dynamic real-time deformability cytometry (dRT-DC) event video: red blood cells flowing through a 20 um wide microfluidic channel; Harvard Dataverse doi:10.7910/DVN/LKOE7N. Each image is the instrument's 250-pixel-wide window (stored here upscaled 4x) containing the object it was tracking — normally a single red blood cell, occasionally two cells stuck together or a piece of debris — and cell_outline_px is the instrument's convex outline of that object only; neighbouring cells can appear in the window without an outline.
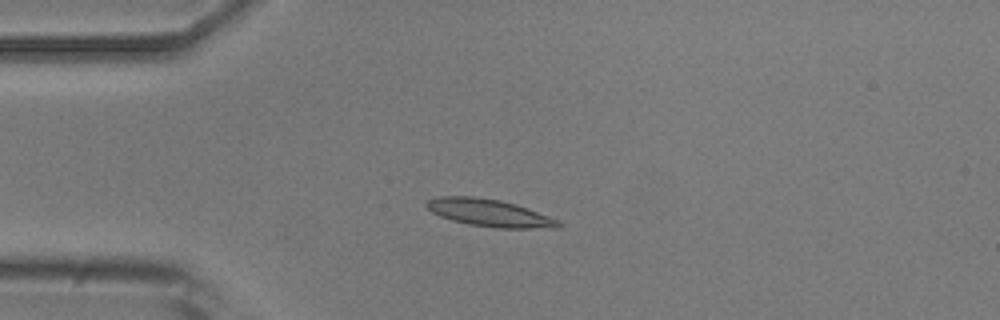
{"species": "common noctule bat (a hibernating species)", "species_latin": "Nyctalus noctula", "temperature_condition": "room temperature", "stored_images_in_passage": 5, "camera_frame_rate_fps": 3000, "um_per_image_px": 0.085, "animal": {"sex": "male", "body_mass_g": 20.5, "forearm_length_mm": 52.5}, "frame": {"image": 1, "passage_image": 2, "time_ms": 1.333, "image_size_px": [1000, 320], "cell_outline_px": [[564, 224], [560, 228], [496, 228], [468, 224], [452, 220], [440, 216], [432, 212], [424, 204], [428, 200], [440, 196], [472, 196], [500, 200], [516, 204], [528, 208], [560, 220]], "centroid_in_image_um": [41.65, 18.1], "position_along_channel_um": 43.4, "area_um2": 21.15}}
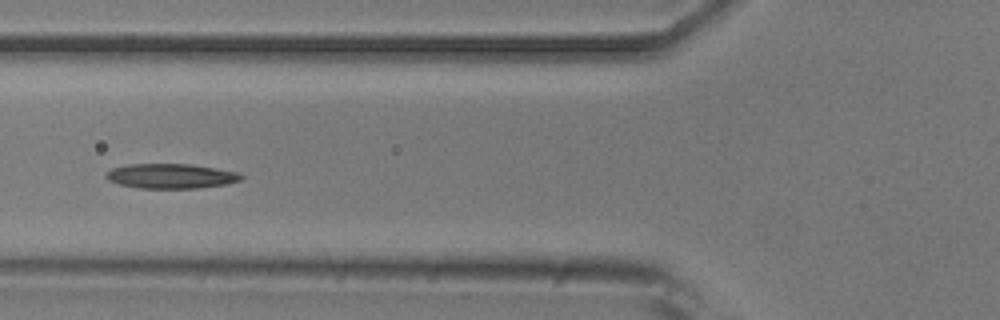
{"frame": {"image": 2, "passage_image": 4, "time_ms": 3.667, "image_size_px": [1000, 320], "cell_outline_px": [[244, 176], [240, 180], [228, 184], [200, 188], [140, 188], [120, 184], [108, 180], [104, 176], [104, 172], [112, 168], [128, 164], [192, 164], [240, 172]], "centroid_in_image_um": [14.54, 14.96], "position_along_channel_um": 111.3, "area_um2": 19.71}}
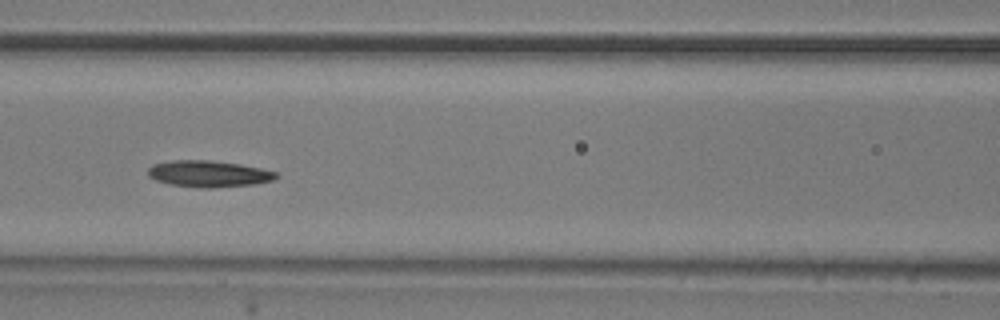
{"frame": {"image": 3, "passage_image": 5, "time_ms": 4.667, "image_size_px": [1000, 320], "cell_outline_px": [[280, 176], [272, 180], [256, 184], [212, 188], [196, 188], [168, 184], [156, 180], [148, 176], [148, 168], [152, 164], [172, 160], [208, 160], [240, 164], [260, 168], [276, 172]], "centroid_in_image_um": [17.71, 14.78], "position_along_channel_um": 148.9, "area_um2": 19.94}}